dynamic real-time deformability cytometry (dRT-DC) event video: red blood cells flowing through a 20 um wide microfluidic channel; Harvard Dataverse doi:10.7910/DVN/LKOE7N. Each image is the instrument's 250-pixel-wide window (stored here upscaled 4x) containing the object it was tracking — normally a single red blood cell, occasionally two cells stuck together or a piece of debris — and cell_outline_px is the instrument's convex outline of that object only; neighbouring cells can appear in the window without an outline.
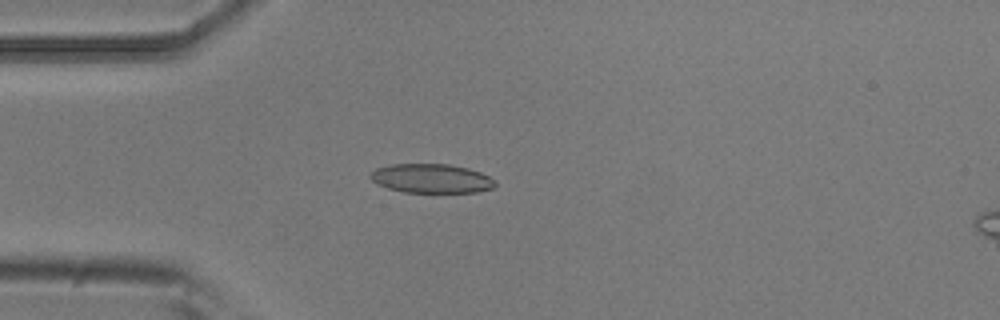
{"species": "common noctule bat (a hibernating species)", "species_latin": "Nyctalus noctula", "temperature_condition": "room temperature", "stored_images_in_passage": 5, "camera_frame_rate_fps": 3000, "um_per_image_px": 0.085, "animal": {"sex": "male", "body_mass_g": 20.5, "forearm_length_mm": 52.5}, "frame": {"image": 1, "passage_image": 4, "time_ms": 1.0, "image_size_px": [1000, 320], "cell_outline_px": [[496, 184], [492, 188], [476, 192], [404, 192], [388, 188], [376, 184], [368, 176], [376, 168], [392, 164], [448, 164], [468, 168], [480, 172], [488, 176]], "centroid_in_image_um": [36.63, 15.16], "position_along_channel_um": 48.4, "area_um2": 21.04}}